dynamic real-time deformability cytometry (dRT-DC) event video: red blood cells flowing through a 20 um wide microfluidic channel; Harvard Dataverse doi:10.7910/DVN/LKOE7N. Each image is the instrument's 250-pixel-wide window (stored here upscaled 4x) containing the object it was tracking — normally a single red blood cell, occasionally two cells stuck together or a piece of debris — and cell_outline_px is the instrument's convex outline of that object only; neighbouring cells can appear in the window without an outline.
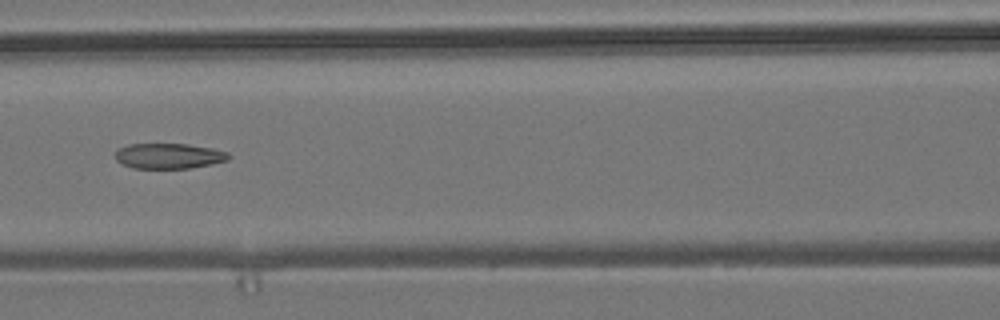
{"species": "common noctule bat (a hibernating species)", "species_latin": "Nyctalus noctula", "temperature_condition": "room temperature", "stored_images_in_passage": 6, "camera_frame_rate_fps": 3000, "um_per_image_px": 0.085, "animal": {"sex": "male", "body_mass_g": 19.2, "forearm_length_mm": 51.8}, "frame": {"image": 1, "passage_image": 6, "time_ms": 1.667, "image_size_px": [1000, 320], "cell_outline_px": [[228, 160], [212, 164], [188, 168], [132, 168], [116, 160], [116, 152], [120, 148], [128, 144], [188, 144], [212, 148], [228, 152]], "centroid_in_image_um": [14.36, 13.25], "position_along_channel_um": 152.2, "area_um2": 16.59}}